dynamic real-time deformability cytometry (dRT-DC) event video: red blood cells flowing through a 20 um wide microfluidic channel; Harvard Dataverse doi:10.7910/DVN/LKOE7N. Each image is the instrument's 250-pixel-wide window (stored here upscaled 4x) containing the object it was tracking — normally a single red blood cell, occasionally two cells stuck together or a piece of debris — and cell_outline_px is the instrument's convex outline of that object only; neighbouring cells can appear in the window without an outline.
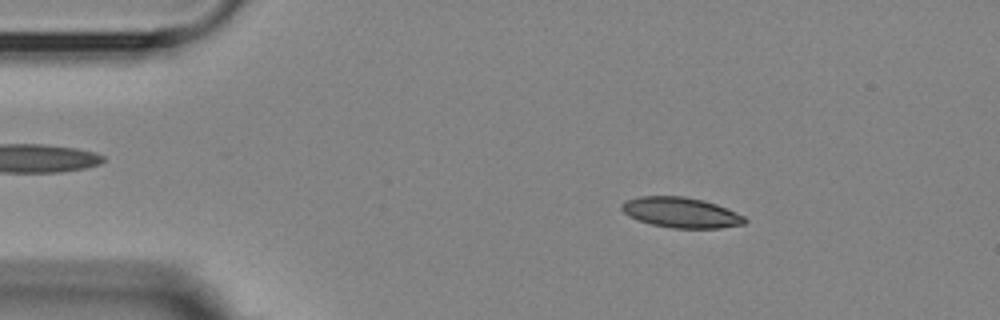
{"species": "Egyptian fruit bat (a non-hibernating species)", "species_latin": "Rousettus aegyptiacus", "temperature_condition": "room temperature", "stored_images_in_passage": 4, "camera_frame_rate_fps": 3000, "um_per_image_px": 0.085, "animal": {"sex": "female"}, "frame": {"image": 1, "passage_image": 2, "time_ms": 1.0, "image_size_px": [1000, 320], "cell_outline_px": [[748, 220], [744, 224], [720, 228], [672, 228], [652, 224], [628, 216], [620, 208], [620, 204], [628, 200], [640, 196], [684, 196], [704, 200], [716, 204], [736, 212], [744, 216]], "centroid_in_image_um": [57.9, 18.06], "position_along_channel_um": 27.1, "area_um2": 21.73}}
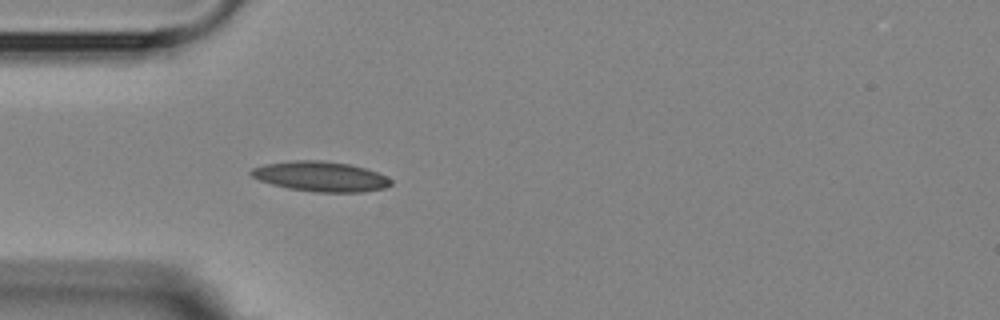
{"frame": {"image": 2, "passage_image": 4, "time_ms": 3.333, "image_size_px": [1000, 320], "cell_outline_px": [[392, 184], [384, 188], [364, 192], [316, 192], [288, 188], [272, 184], [260, 180], [252, 176], [248, 172], [252, 168], [264, 164], [292, 160], [320, 160], [348, 164], [364, 168], [376, 172], [392, 180]], "centroid_in_image_um": [27.23, 15.0], "position_along_channel_um": 57.8, "area_um2": 24.33}}